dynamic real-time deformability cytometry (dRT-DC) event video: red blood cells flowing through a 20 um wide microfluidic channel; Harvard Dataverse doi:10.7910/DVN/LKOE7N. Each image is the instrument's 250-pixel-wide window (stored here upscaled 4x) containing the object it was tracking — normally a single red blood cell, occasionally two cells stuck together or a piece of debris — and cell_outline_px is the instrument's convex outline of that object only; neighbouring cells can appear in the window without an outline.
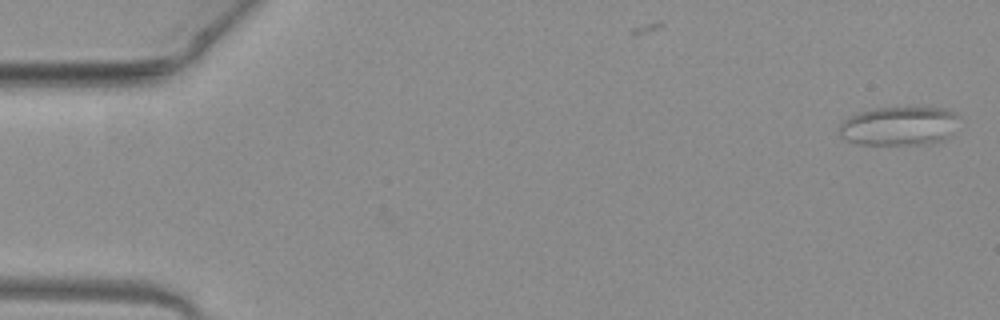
{"species": "common noctule bat (a hibernating species)", "species_latin": "Nyctalus noctula", "temperature_condition": "warm", "stored_images_in_passage": 11, "camera_frame_rate_fps": 3000, "um_per_image_px": 0.085, "animal": {"sex": "female", "body_mass_g": 19.3, "forearm_length_mm": 54.1}, "frame": {"image": 1, "passage_image": 2, "time_ms": 0.333, "image_size_px": [1000, 320], "cell_outline_px": [[960, 116], [952, 132], [944, 140], [920, 144], [856, 144], [840, 136], [840, 124], [848, 116], [856, 112], [872, 108], [944, 108], [956, 112]], "centroid_in_image_um": [76.41, 10.69], "position_along_channel_um": 8.6, "area_um2": 27.17}}